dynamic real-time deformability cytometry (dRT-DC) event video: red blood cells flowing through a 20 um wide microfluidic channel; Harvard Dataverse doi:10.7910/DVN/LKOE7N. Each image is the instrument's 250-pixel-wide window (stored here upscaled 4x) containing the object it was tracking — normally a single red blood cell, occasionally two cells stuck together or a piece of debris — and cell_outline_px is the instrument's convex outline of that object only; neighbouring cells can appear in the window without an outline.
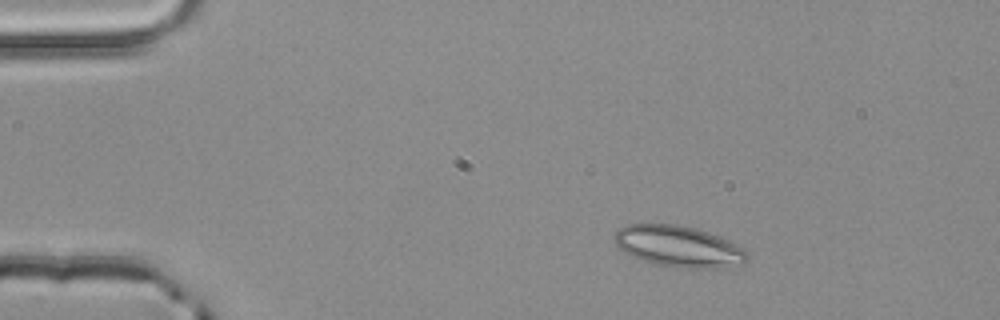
{"species": "common noctule bat (a hibernating species)", "species_latin": "Nyctalus noctula", "temperature_condition": "room temperature", "stored_images_in_passage": 2, "camera_frame_rate_fps": 3000, "um_per_image_px": 0.085, "animal": {"sex": "male", "body_mass_g": 20.4}, "frame": {"image": 1, "passage_image": 1, "time_ms": 0.0, "image_size_px": [1000, 320], "cell_outline_px": [[748, 260], [744, 264], [724, 268], [676, 268], [656, 264], [640, 260], [616, 248], [612, 236], [624, 224], [676, 224], [696, 228], [716, 236], [740, 248], [748, 256]], "centroid_in_image_um": [57.59, 20.96], "position_along_channel_um": 27.4, "area_um2": 31.91}}